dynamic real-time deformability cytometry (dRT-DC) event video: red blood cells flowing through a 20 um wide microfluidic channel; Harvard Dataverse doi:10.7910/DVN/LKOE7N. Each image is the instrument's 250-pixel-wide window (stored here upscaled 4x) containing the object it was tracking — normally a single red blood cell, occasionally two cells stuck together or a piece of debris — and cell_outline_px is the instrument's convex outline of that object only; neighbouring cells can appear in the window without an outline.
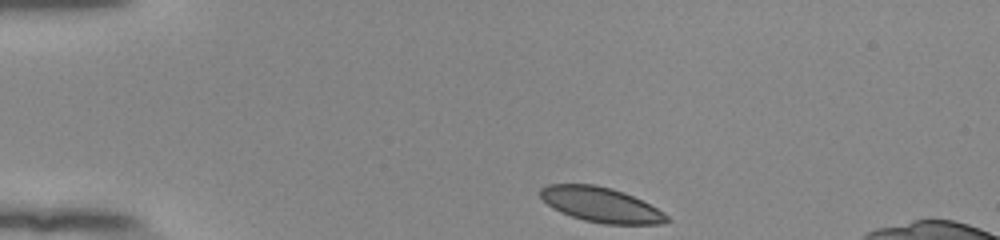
{"species": "human", "species_latin": "Homo sapiens", "temperature_condition": "room temperature", "stored_images_in_passage": 43, "camera_frame_rate_fps": 3000, "um_per_image_px": 0.085, "donor": {"sex": "female"}, "frame": {"image": 1, "passage_image": 1, "time_ms": 0.0, "image_size_px": [1000, 240], "cell_outline_px": [[672, 220], [664, 224], [604, 224], [584, 220], [560, 212], [552, 208], [540, 196], [540, 188], [548, 184], [596, 184], [612, 188], [624, 192], [664, 212]], "centroid_in_image_um": [51.09, 17.4], "position_along_channel_um": 33.9, "area_um2": 25.72}}
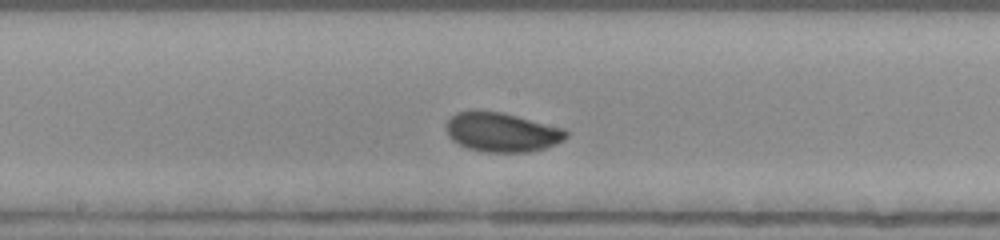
{"frame": {"image": 2, "passage_image": 19, "time_ms": 6.0, "image_size_px": [1000, 240], "cell_outline_px": [[568, 136], [564, 140], [556, 144], [544, 148], [528, 152], [484, 152], [468, 148], [452, 140], [448, 136], [448, 120], [456, 112], [500, 112], [564, 128], [568, 132]], "centroid_in_image_um": [42.7, 11.26], "position_along_channel_um": 205.5, "area_um2": 26.93}}
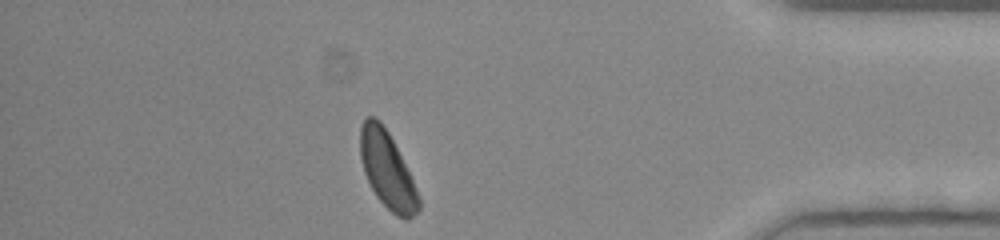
{"frame": {"image": 3, "passage_image": 37, "time_ms": 12.0, "image_size_px": [1000, 240], "cell_outline_px": [[420, 208], [408, 220], [404, 220], [396, 216], [376, 196], [364, 172], [360, 156], [360, 128], [364, 116], [372, 116], [380, 120], [388, 132], [420, 196]], "centroid_in_image_um": [32.9, 14.45], "position_along_channel_um": 402.3, "area_um2": 25.72}, "authors_computed_cell_mechanics": {"area_um2": 26.588, "velocity_mm_per_s": 3.8447, "shape_relaxation_time_tau1_ms": 2.9539, "shape_relaxation_time_tau2_ms": 2.1676, "deformation_change_tau1": 0.1266, "deformation_change_tau2": 0.0529}}